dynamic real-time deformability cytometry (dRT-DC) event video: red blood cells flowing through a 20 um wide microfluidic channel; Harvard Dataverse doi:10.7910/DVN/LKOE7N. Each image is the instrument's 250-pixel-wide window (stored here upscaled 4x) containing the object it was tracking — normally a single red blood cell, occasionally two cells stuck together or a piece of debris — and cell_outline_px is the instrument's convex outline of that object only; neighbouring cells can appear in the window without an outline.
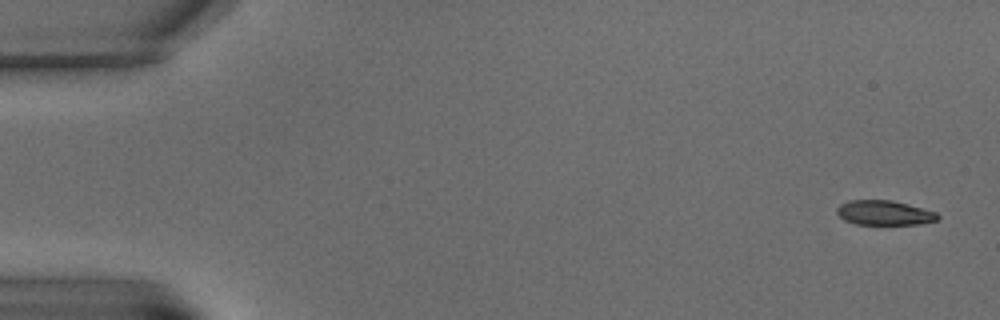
{"species": "common noctule bat (a hibernating species)", "species_latin": "Nyctalus noctula", "temperature_condition": "warm", "stored_images_in_passage": 9, "camera_frame_rate_fps": 3000, "um_per_image_px": 0.085, "animal": {"sex": "male", "body_mass_g": 15.6}, "frame": {"image": 1, "passage_image": 1, "time_ms": 0.0, "image_size_px": [1000, 320], "cell_outline_px": [[940, 216], [936, 220], [920, 224], [856, 224], [844, 220], [836, 212], [836, 208], [840, 204], [848, 200], [892, 200], [908, 204], [936, 212]], "centroid_in_image_um": [75.14, 18.08], "position_along_channel_um": 9.9, "area_um2": 14.45}}
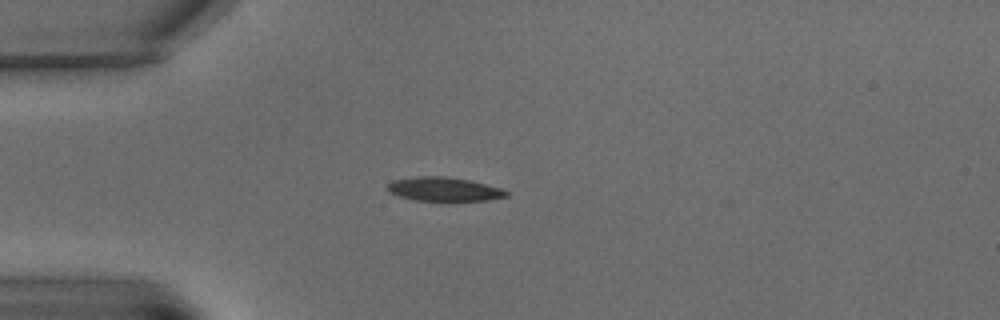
{"frame": {"image": 2, "passage_image": 6, "time_ms": 5.667, "image_size_px": [1000, 320], "cell_outline_px": [[508, 196], [488, 200], [448, 204], [416, 200], [400, 196], [388, 192], [388, 184], [392, 180], [416, 176], [444, 176], [468, 180], [500, 188], [508, 192]], "centroid_in_image_um": [37.74, 16.13], "position_along_channel_um": 47.3, "area_um2": 17.28}}
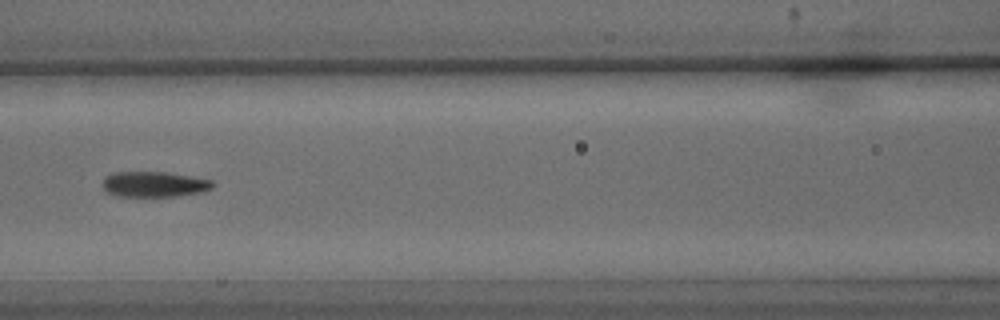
{"frame": {"image": 3, "passage_image": 9, "time_ms": 10.0, "image_size_px": [1000, 320], "cell_outline_px": [[216, 184], [212, 188], [200, 192], [176, 196], [112, 196], [104, 192], [104, 176], [112, 172], [164, 172], [192, 176], [212, 180]], "centroid_in_image_um": [13.08, 15.66], "position_along_channel_um": 153.5, "area_um2": 16.47}}